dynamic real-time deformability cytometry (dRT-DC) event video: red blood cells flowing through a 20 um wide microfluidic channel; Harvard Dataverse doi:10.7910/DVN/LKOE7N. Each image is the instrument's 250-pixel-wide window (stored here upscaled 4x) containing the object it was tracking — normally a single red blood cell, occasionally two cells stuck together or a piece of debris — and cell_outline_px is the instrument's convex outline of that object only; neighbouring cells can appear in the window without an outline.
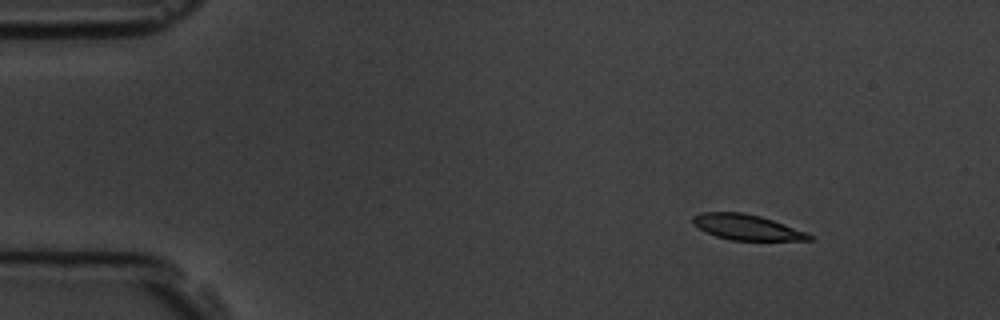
{"species": "common noctule bat (a hibernating species)", "species_latin": "Nyctalus noctula", "temperature_condition": "room temperature", "stored_images_in_passage": 8, "camera_frame_rate_fps": 3000, "um_per_image_px": 0.085, "animal": {"sex": "male", "body_mass_g": 19.5, "forearm_length_mm": 54.6}, "frame": {"image": 1, "passage_image": 1, "time_ms": 0.0, "image_size_px": [1000, 320], "cell_outline_px": [[812, 240], [732, 240], [716, 236], [704, 232], [692, 224], [692, 216], [704, 212], [744, 212], [760, 216], [772, 220], [804, 232], [812, 236]], "centroid_in_image_um": [63.38, 19.31], "position_along_channel_um": 21.6, "area_um2": 17.05}}
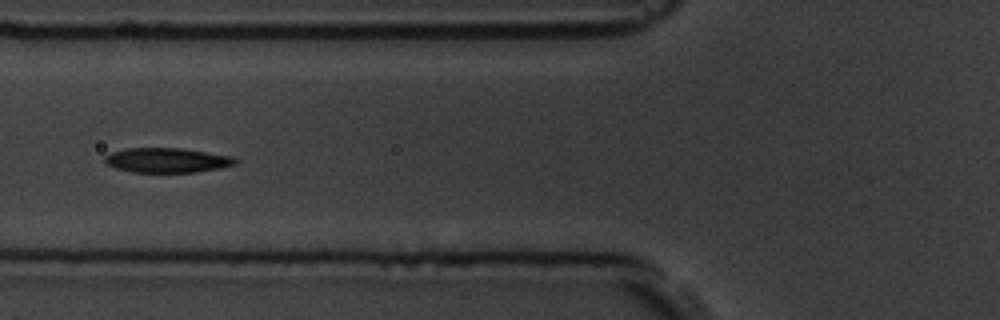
{"frame": {"image": 2, "passage_image": 5, "time_ms": 4.667, "image_size_px": [1000, 320], "cell_outline_px": [[240, 160], [236, 164], [220, 168], [196, 172], [132, 172], [116, 168], [104, 164], [104, 156], [112, 152], [128, 148], [184, 148], [232, 156]], "centroid_in_image_um": [14.21, 13.62], "position_along_channel_um": 111.6, "area_um2": 18.96}}
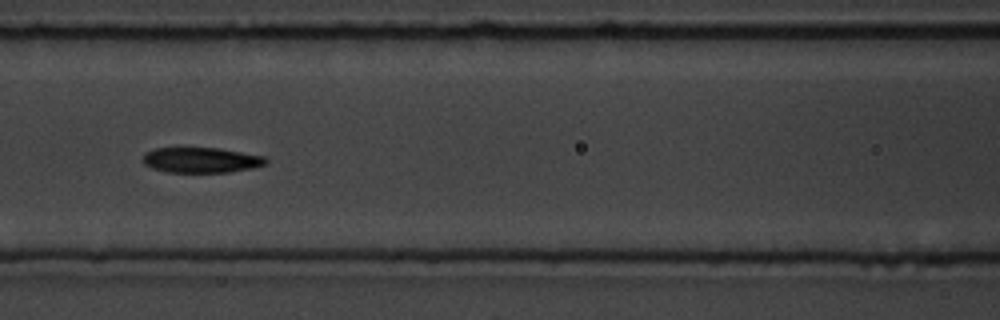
{"frame": {"image": 3, "passage_image": 6, "time_ms": 5.667, "image_size_px": [1000, 320], "cell_outline_px": [[268, 164], [252, 168], [228, 172], [168, 172], [152, 168], [144, 164], [144, 152], [156, 148], [220, 148], [264, 156], [268, 160]], "centroid_in_image_um": [17.13, 13.6], "position_along_channel_um": 149.5, "area_um2": 18.15}}